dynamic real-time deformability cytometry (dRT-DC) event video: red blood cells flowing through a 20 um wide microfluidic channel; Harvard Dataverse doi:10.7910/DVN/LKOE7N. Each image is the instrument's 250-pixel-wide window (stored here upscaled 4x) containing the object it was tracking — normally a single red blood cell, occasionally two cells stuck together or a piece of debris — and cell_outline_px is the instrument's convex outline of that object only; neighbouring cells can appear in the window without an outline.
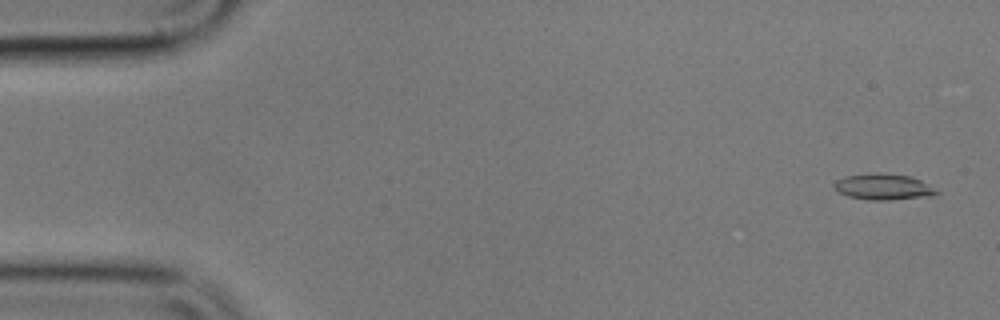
{"species": "common noctule bat (a hibernating species)", "species_latin": "Nyctalus noctula", "temperature_condition": "cold", "stored_images_in_passage": 34, "camera_frame_rate_fps": 3000, "um_per_image_px": 0.085, "animal": {"sex": "male", "body_mass_g": 17.9}, "frame": {"image": 1, "passage_image": 2, "time_ms": 0.333, "image_size_px": [1000, 320], "cell_outline_px": [[940, 192], [936, 196], [888, 200], [868, 200], [848, 196], [836, 192], [832, 184], [836, 180], [844, 176], [880, 172], [908, 176], [920, 180]], "centroid_in_image_um": [75.05, 15.89], "position_along_channel_um": 9.9, "area_um2": 15.72}}
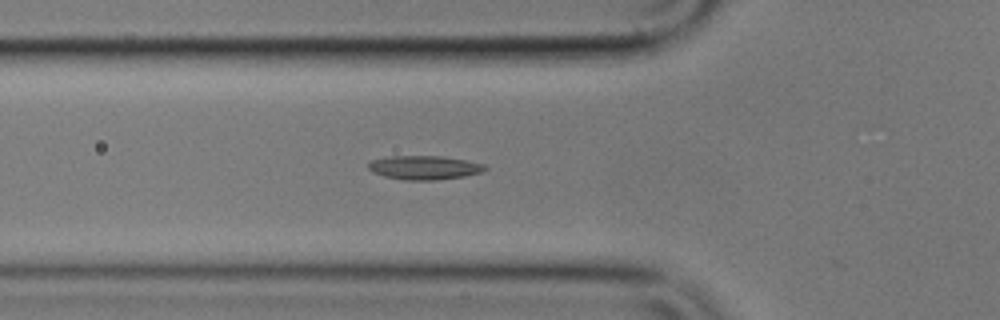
{"frame": {"image": 2, "passage_image": 19, "time_ms": 6.0, "image_size_px": [1000, 320], "cell_outline_px": [[488, 168], [480, 172], [464, 176], [436, 180], [404, 180], [384, 176], [372, 172], [368, 168], [368, 164], [372, 160], [388, 156], [444, 156], [484, 164]], "centroid_in_image_um": [36.04, 14.24], "position_along_channel_um": 89.8, "area_um2": 16.18}}
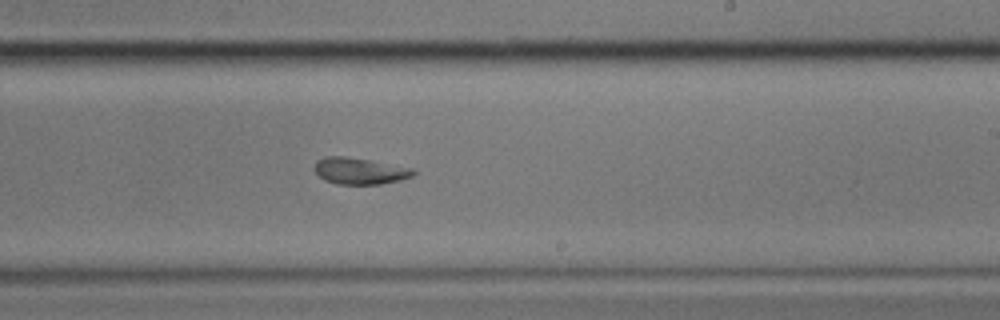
{"frame": {"image": 3, "passage_image": 33, "time_ms": 10.667, "image_size_px": [1000, 320], "cell_outline_px": [[416, 172], [412, 176], [400, 180], [380, 184], [336, 184], [324, 180], [312, 168], [316, 160], [324, 156], [348, 156], [416, 168]], "centroid_in_image_um": [30.57, 14.51], "position_along_channel_um": 258.4, "area_um2": 15.61}}